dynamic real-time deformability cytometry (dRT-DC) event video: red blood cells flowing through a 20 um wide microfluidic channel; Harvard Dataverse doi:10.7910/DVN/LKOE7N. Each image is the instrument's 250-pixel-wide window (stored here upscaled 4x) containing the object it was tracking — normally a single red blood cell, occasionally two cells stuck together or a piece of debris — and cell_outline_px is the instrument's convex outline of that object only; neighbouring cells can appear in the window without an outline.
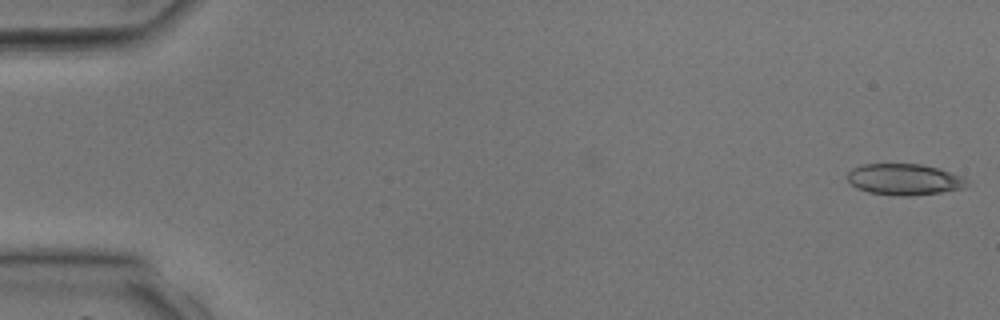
{"species": "common noctule bat (a hibernating species)", "species_latin": "Nyctalus noctula", "temperature_condition": "room temperature", "stored_images_in_passage": 39, "camera_frame_rate_fps": 3000, "um_per_image_px": 0.085, "animal": {"sex": "male", "body_mass_g": 17.9, "forearm_length_mm": 54.2}, "frame": {"image": 1, "passage_image": 1, "time_ms": 0.0, "image_size_px": [1000, 320], "cell_outline_px": [[968, 180], [964, 188], [940, 192], [912, 196], [896, 196], [868, 192], [856, 188], [848, 180], [848, 172], [852, 168], [864, 164], [920, 164], [936, 168], [964, 176]], "centroid_in_image_um": [76.86, 15.26], "position_along_channel_um": 8.1, "area_um2": 21.73}}
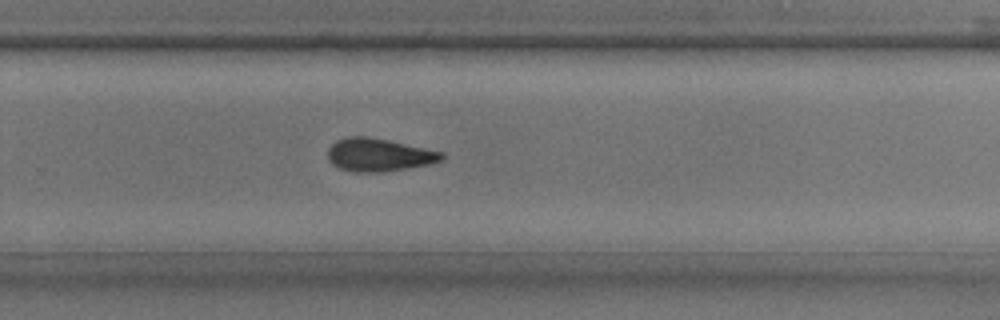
{"frame": {"image": 2, "passage_image": 26, "time_ms": 8.333, "image_size_px": [1000, 320], "cell_outline_px": [[444, 160], [428, 164], [408, 168], [380, 172], [356, 172], [340, 168], [332, 164], [328, 160], [328, 148], [336, 140], [348, 136], [368, 136], [388, 140], [444, 152]], "centroid_in_image_um": [32.19, 13.16], "position_along_channel_um": 297.6, "area_um2": 21.91}}
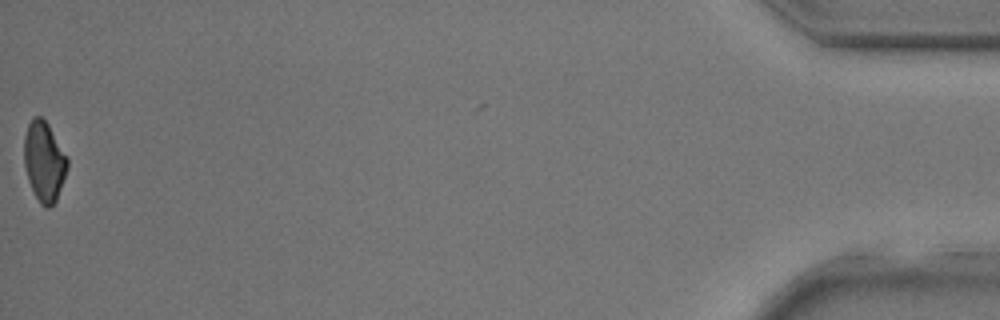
{"frame": {"image": 3, "passage_image": 39, "time_ms": 12.667, "image_size_px": [1000, 320], "cell_outline_px": [[68, 168], [56, 200], [48, 208], [44, 208], [40, 204], [28, 180], [24, 164], [24, 136], [28, 124], [32, 116], [40, 116], [48, 124], [68, 156]], "centroid_in_image_um": [3.76, 13.7], "position_along_channel_um": 431.4, "area_um2": 20.23}}